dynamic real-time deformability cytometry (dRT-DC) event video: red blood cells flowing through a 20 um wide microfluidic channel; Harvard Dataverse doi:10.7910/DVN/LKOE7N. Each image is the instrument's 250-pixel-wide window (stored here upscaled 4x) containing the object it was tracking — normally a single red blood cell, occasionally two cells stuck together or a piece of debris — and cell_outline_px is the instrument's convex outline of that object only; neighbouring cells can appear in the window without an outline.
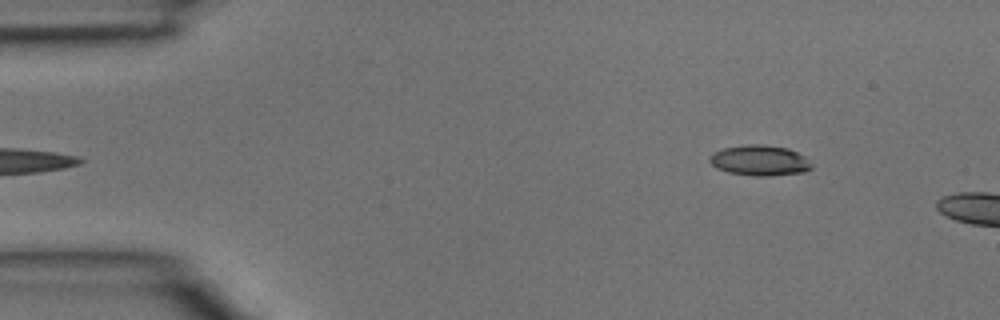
{"species": "common noctule bat (a hibernating species)", "species_latin": "Nyctalus noctula", "temperature_condition": "room temperature", "stored_images_in_passage": 3, "camera_frame_rate_fps": 3000, "um_per_image_px": 0.085, "animal": {"sex": "male", "body_mass_g": 15.6}, "frame": {"image": 1, "passage_image": 3, "time_ms": 0.667, "image_size_px": [1000, 320], "cell_outline_px": [[812, 168], [804, 172], [768, 176], [752, 176], [728, 172], [716, 168], [708, 160], [708, 156], [712, 152], [724, 148], [748, 144], [764, 144], [788, 148], [804, 156], [812, 164]], "centroid_in_image_um": [64.55, 13.63], "position_along_channel_um": 20.5, "area_um2": 18.26}}